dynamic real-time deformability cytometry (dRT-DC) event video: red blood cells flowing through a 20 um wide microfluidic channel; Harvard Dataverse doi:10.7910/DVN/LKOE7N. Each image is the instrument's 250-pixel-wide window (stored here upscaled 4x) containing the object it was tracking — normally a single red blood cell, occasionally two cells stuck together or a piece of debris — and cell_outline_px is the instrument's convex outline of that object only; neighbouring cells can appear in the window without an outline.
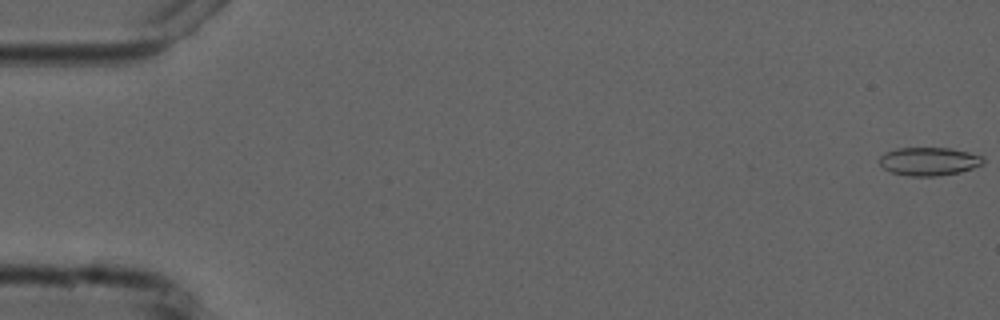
{"species": "common noctule bat (a hibernating species)", "species_latin": "Nyctalus noctula", "temperature_condition": "cold", "stored_images_in_passage": 5, "camera_frame_rate_fps": 3000, "um_per_image_px": 0.085, "animal": {"sex": "male", "forearm_length_mm": 52.5}, "frame": {"image": 1, "passage_image": 1, "time_ms": 0.0, "image_size_px": [1000, 320], "cell_outline_px": [[984, 164], [960, 172], [936, 176], [908, 176], [888, 172], [880, 164], [880, 156], [884, 152], [896, 148], [952, 148], [984, 156]], "centroid_in_image_um": [78.96, 13.71], "position_along_channel_um": 6.0, "area_um2": 17.28}}
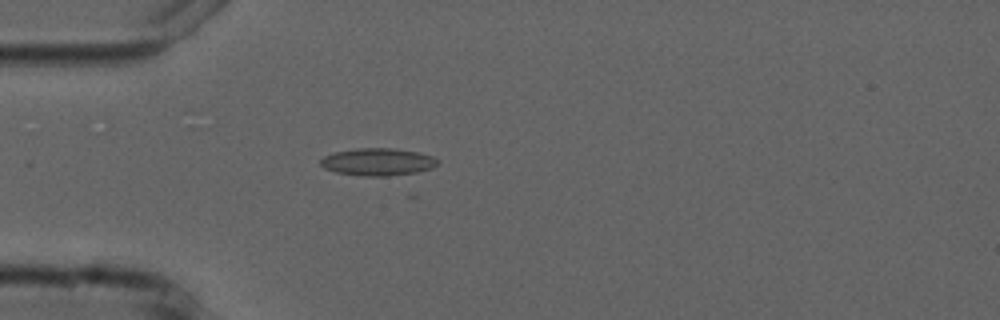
{"frame": {"image": 2, "passage_image": 5, "time_ms": 5.0, "image_size_px": [1000, 320], "cell_outline_px": [[440, 164], [432, 168], [416, 172], [388, 176], [364, 176], [336, 172], [324, 168], [320, 164], [320, 160], [324, 156], [336, 152], [356, 148], [396, 148], [420, 152], [432, 156]], "centroid_in_image_um": [32.13, 13.75], "position_along_channel_um": 52.9, "area_um2": 18.73}}